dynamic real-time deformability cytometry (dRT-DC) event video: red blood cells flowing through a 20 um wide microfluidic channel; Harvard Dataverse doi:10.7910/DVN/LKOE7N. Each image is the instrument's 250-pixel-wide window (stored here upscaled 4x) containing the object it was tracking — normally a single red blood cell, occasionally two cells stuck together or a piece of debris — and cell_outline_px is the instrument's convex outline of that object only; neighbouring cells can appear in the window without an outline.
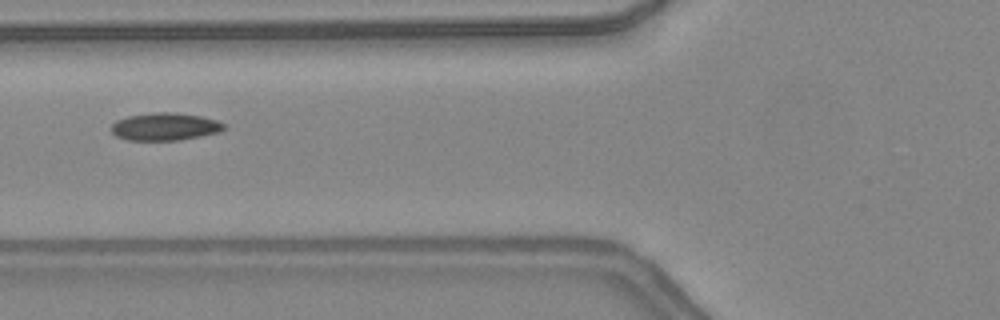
{"species": "common noctule bat (a hibernating species)", "species_latin": "Nyctalus noctula", "temperature_condition": "warm", "stored_images_in_passage": 10, "camera_frame_rate_fps": 3000, "um_per_image_px": 0.085, "animal": {"sex": "female", "body_mass_g": 24.6, "forearm_length_mm": 56.2}, "frame": {"image": 1, "passage_image": 5, "time_ms": 1.333, "image_size_px": [1000, 320], "cell_outline_px": [[224, 128], [220, 132], [180, 140], [128, 140], [116, 136], [112, 132], [112, 124], [116, 120], [128, 116], [152, 112], [172, 112], [200, 116], [216, 120], [224, 124]], "centroid_in_image_um": [14.0, 10.76], "position_along_channel_um": 111.8, "area_um2": 18.03}}